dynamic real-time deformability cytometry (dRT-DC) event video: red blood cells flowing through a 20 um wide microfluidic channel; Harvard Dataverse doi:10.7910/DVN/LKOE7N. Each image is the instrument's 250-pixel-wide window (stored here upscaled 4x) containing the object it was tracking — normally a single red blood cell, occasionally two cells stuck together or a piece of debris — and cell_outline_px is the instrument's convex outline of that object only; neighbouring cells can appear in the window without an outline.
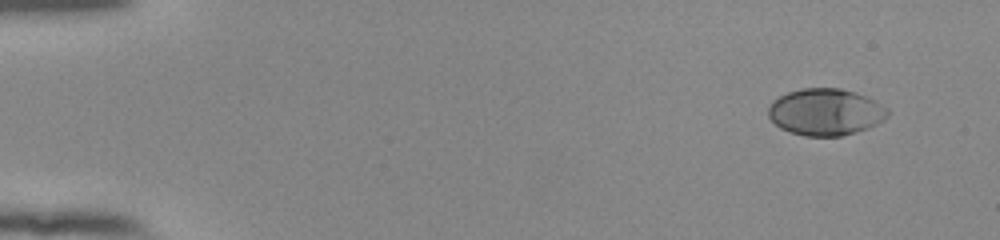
{"species": "human", "species_latin": "Homo sapiens", "temperature_condition": "room temperature", "stored_images_in_passage": 51, "camera_frame_rate_fps": 3000, "um_per_image_px": 0.085, "donor": {"sex": "female"}, "frame": {"image": 1, "passage_image": 1, "time_ms": 0.0, "image_size_px": [1000, 240], "cell_outline_px": [[888, 116], [884, 120], [868, 128], [856, 132], [840, 136], [804, 136], [780, 128], [768, 116], [768, 108], [772, 100], [788, 92], [800, 88], [840, 88], [856, 92], [888, 108]], "centroid_in_image_um": [70.16, 9.52], "position_along_channel_um": 14.8, "area_um2": 32.48}}
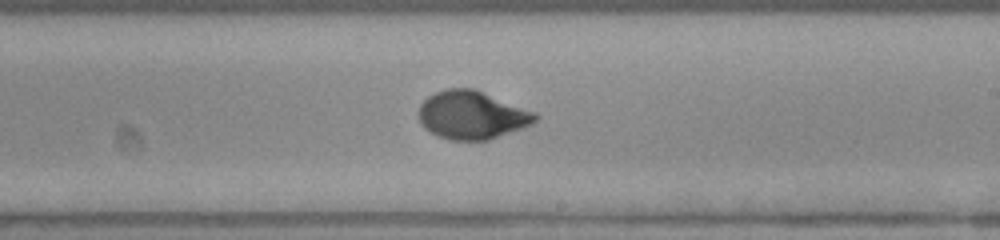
{"frame": {"image": 2, "passage_image": 30, "time_ms": 9.667, "image_size_px": [1000, 240], "cell_outline_px": [[540, 116], [532, 124], [488, 140], [448, 140], [424, 128], [420, 124], [420, 104], [428, 96], [444, 88], [476, 88], [536, 112]], "centroid_in_image_um": [40.14, 9.76], "position_along_channel_um": 248.9, "area_um2": 32.83}}
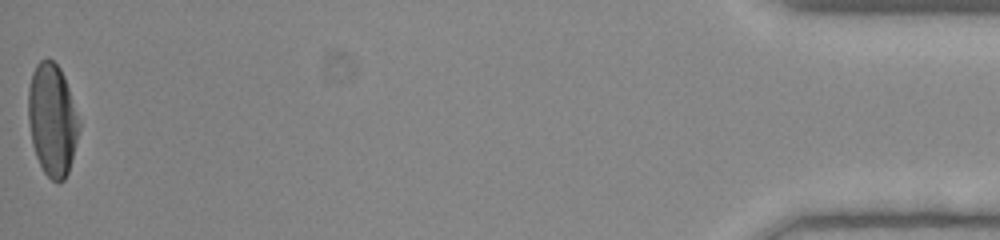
{"frame": {"image": 3, "passage_image": 51, "time_ms": 16.667, "image_size_px": [1000, 240], "cell_outline_px": [[80, 128], [68, 172], [64, 180], [52, 180], [44, 172], [36, 156], [32, 144], [28, 120], [28, 88], [32, 72], [36, 64], [40, 60], [48, 56], [60, 68], [64, 76], [80, 124]], "centroid_in_image_um": [4.42, 10.13], "position_along_channel_um": 430.8, "area_um2": 33.06}, "authors_computed_cell_mechanics": {"area_um2": 32.1946, "velocity_mm_per_s": 3.8704, "shape_relaxation_time_tau1_ms": 3.8188, "shape_relaxation_time_tau2_ms": null, "deformation_change_tau1": 0.1996, "deformation_change_tau2": null}}